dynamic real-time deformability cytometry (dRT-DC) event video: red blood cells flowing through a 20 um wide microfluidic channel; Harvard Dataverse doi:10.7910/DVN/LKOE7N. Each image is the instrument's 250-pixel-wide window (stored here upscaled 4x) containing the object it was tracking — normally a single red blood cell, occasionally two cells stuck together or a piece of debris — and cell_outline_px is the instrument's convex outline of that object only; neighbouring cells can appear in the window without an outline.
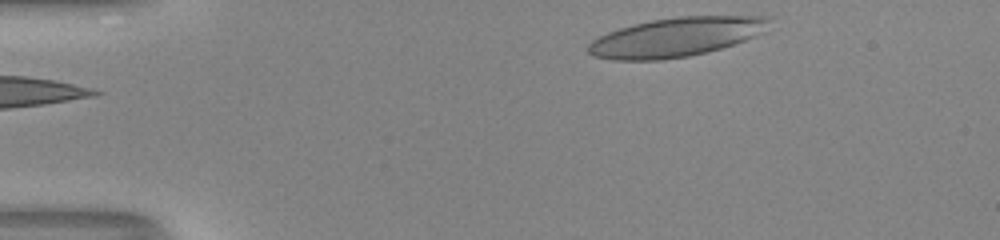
{"species": "human", "species_latin": "Homo sapiens", "temperature_condition": "room temperature", "stored_images_in_passage": 35, "camera_frame_rate_fps": 3000, "um_per_image_px": 0.085, "donor": {"sex": "male"}, "frame": {"image": 1, "passage_image": 1, "time_ms": 0.0, "image_size_px": [1000, 240], "cell_outline_px": [[772, 16], [764, 32], [744, 40], [720, 48], [688, 56], [660, 60], [612, 60], [592, 56], [588, 52], [588, 44], [592, 40], [608, 32], [632, 24], [652, 20], [680, 16]], "centroid_in_image_um": [57.44, 3.15], "position_along_channel_um": 27.6, "area_um2": 41.04}}
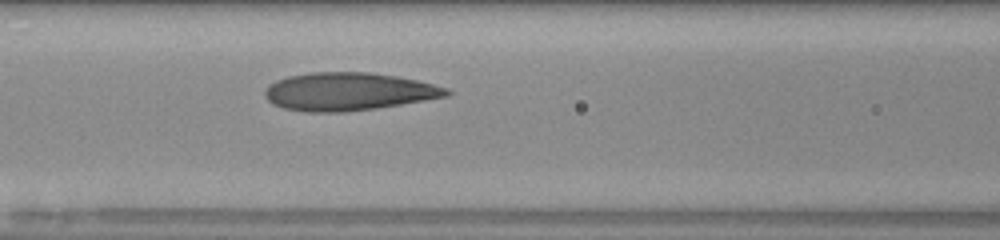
{"frame": {"image": 2, "passage_image": 15, "time_ms": 4.667, "image_size_px": [1000, 240], "cell_outline_px": [[452, 92], [448, 96], [376, 108], [348, 112], [304, 112], [284, 108], [272, 104], [264, 96], [264, 88], [268, 84], [276, 80], [288, 76], [312, 72], [368, 72], [396, 76], [416, 80], [448, 88]], "centroid_in_image_um": [29.57, 7.78], "position_along_channel_um": 137.0, "area_um2": 40.29}}
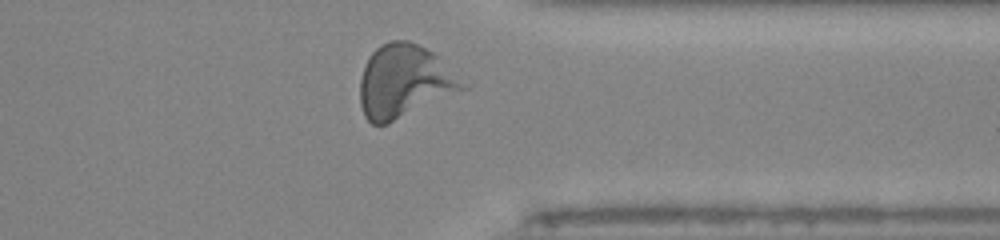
{"frame": {"image": 3, "passage_image": 33, "time_ms": 10.667, "image_size_px": [1000, 240], "cell_outline_px": [[472, 84], [468, 88], [388, 124], [372, 124], [364, 116], [360, 104], [360, 80], [364, 64], [368, 56], [380, 44], [388, 40], [408, 40], [440, 56]], "centroid_in_image_um": [34.43, 6.9], "position_along_channel_um": 377.0, "area_um2": 44.56}, "authors_computed_cell_mechanics": {"area_um2": 39.593, "velocity_mm_per_s": 4.0657, "shape_relaxation_time_tau1_ms": 7.3826, "shape_relaxation_time_tau2_ms": 1.5254, "deformation_change_tau1": 0.2179, "deformation_change_tau2": 0.0785}}